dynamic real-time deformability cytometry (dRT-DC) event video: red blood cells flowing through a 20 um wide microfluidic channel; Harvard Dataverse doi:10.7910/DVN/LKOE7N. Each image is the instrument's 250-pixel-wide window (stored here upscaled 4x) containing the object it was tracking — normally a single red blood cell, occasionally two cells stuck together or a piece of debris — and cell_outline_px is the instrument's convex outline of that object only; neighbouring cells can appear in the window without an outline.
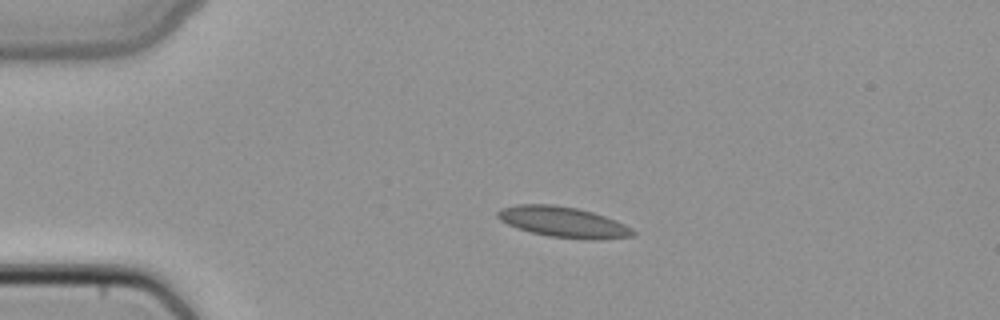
{"species": "common noctule bat (a hibernating species)", "species_latin": "Nyctalus noctula", "temperature_condition": "cold", "stored_images_in_passage": 4, "camera_frame_rate_fps": 3000, "um_per_image_px": 0.085, "animal": {"sex": "female", "body_mass_g": 22.7, "forearm_length_mm": 54.2}, "frame": {"image": 1, "passage_image": 3, "time_ms": 0.667, "image_size_px": [1000, 320], "cell_outline_px": [[636, 232], [632, 236], [600, 240], [584, 240], [548, 236], [516, 228], [500, 220], [496, 216], [496, 212], [500, 208], [516, 204], [552, 204], [576, 208], [592, 212], [616, 220], [632, 228]], "centroid_in_image_um": [47.86, 18.88], "position_along_channel_um": 37.1, "area_um2": 24.33}}